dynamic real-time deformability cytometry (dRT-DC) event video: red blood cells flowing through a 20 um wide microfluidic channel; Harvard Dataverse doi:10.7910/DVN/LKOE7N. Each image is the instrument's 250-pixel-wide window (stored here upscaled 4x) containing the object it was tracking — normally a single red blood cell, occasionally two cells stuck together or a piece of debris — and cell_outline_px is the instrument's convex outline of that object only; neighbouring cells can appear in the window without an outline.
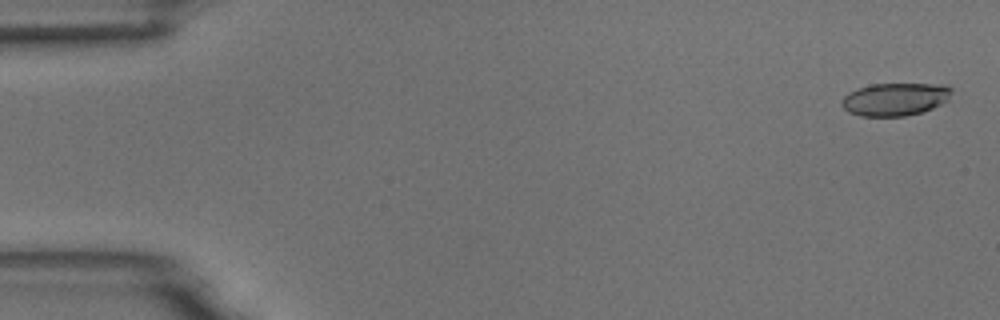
{"species": "common noctule bat (a hibernating species)", "species_latin": "Nyctalus noctula", "temperature_condition": "room temperature", "stored_images_in_passage": 55, "camera_frame_rate_fps": 3000, "um_per_image_px": 0.085, "animal": {"sex": "male", "body_mass_g": 18.8}, "frame": {"image": 1, "passage_image": 2, "time_ms": 0.333, "image_size_px": [1000, 320], "cell_outline_px": [[952, 92], [948, 100], [932, 108], [920, 112], [904, 116], [860, 116], [848, 112], [840, 104], [840, 100], [848, 92], [872, 84], [944, 84], [952, 88]], "centroid_in_image_um": [76.06, 8.43], "position_along_channel_um": 8.9, "area_um2": 21.04}}
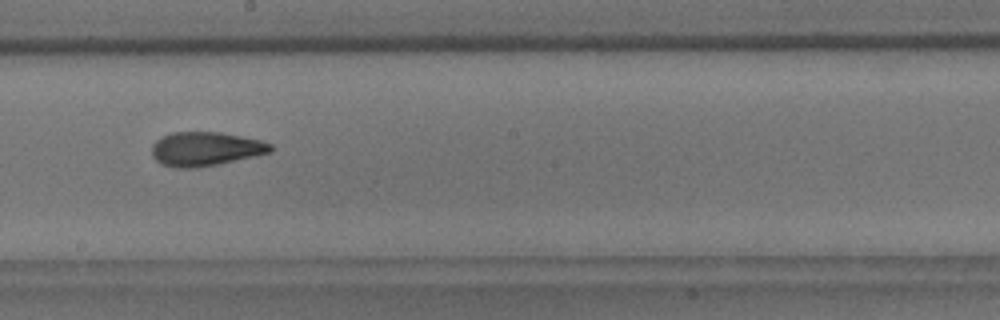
{"frame": {"image": 2, "passage_image": 31, "time_ms": 10.0, "image_size_px": [1000, 320], "cell_outline_px": [[272, 152], [216, 164], [196, 168], [176, 168], [160, 164], [152, 156], [152, 144], [156, 140], [172, 132], [220, 132], [260, 140], [272, 144]], "centroid_in_image_um": [17.43, 12.66], "position_along_channel_um": 230.8, "area_um2": 23.41}}
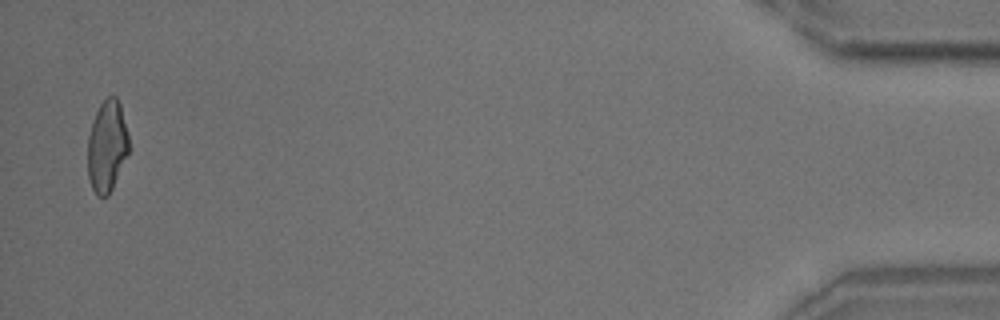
{"frame": {"image": 3, "passage_image": 54, "time_ms": 17.667, "image_size_px": [1000, 320], "cell_outline_px": [[128, 152], [112, 188], [108, 196], [96, 196], [92, 188], [88, 176], [88, 136], [92, 120], [100, 104], [108, 96], [116, 96], [120, 104], [128, 132]], "centroid_in_image_um": [9.08, 12.41], "position_along_channel_um": 426.1, "area_um2": 21.79}, "authors_computed_cell_mechanics": {"area_um2": 22.831, "velocity_mm_per_s": 3.6953, "shape_relaxation_time_tau1_ms": 6.7079, "shape_relaxation_time_tau2_ms": 2.3408, "deformation_change_tau1": 0.1849, "deformation_change_tau2": 0.0983}}